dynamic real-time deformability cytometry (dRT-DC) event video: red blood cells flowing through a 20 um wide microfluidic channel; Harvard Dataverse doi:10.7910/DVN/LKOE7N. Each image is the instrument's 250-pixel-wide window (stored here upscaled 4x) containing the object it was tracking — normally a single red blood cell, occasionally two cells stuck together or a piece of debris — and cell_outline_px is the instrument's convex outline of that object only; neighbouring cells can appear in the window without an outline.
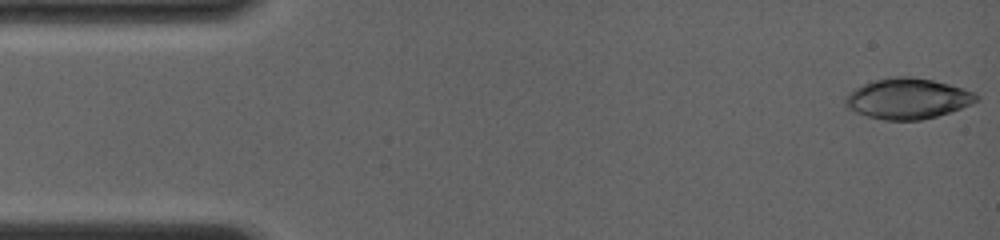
{"species": "common noctule bat (a hibernating species)", "species_latin": "Nyctalus noctula", "temperature_condition": "room temperature", "stored_images_in_passage": 5, "camera_frame_rate_fps": 4000, "um_per_image_px": 0.085, "animal": {"sex": "female", "body_mass_g": 19.0, "forearm_length_mm": 56.7}, "frame": {"image": 1, "passage_image": 1, "time_ms": 0.0, "image_size_px": [1000, 240], "cell_outline_px": [[976, 100], [960, 108], [936, 116], [920, 120], [884, 120], [868, 116], [856, 112], [848, 108], [844, 104], [844, 96], [856, 88], [864, 84], [876, 80], [908, 76], [932, 80], [948, 84], [972, 92], [976, 96]], "centroid_in_image_um": [77.08, 8.39], "position_along_channel_um": 7.9, "area_um2": 30.17}}